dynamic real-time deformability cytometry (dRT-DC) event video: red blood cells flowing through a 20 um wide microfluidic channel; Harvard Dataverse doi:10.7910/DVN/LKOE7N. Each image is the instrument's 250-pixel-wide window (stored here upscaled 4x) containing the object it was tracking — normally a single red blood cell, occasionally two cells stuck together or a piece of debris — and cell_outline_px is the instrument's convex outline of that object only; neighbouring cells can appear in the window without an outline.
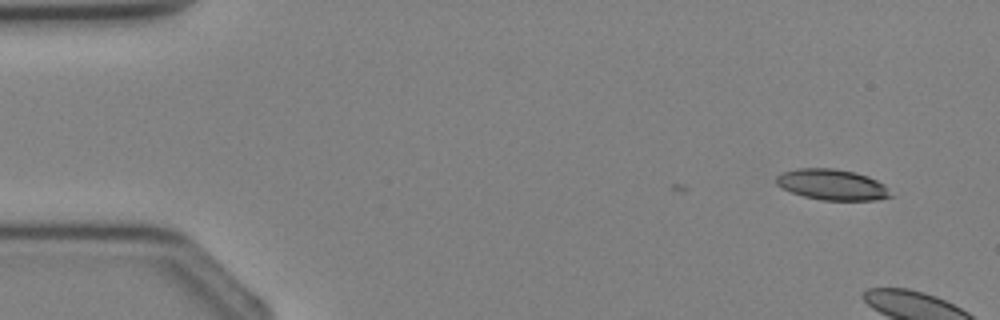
{"species": "Egyptian fruit bat (a non-hibernating species)", "species_latin": "Rousettus aegyptiacus", "temperature_condition": "cold", "stored_images_in_passage": 2, "camera_frame_rate_fps": 3000, "um_per_image_px": 0.085, "animal": {"sex": "female"}, "frame": {"image": 1, "passage_image": 2, "time_ms": 1.0, "image_size_px": [1000, 320], "cell_outline_px": [[892, 196], [876, 200], [824, 200], [804, 196], [792, 192], [776, 184], [776, 176], [780, 172], [796, 168], [832, 168], [856, 172], [868, 176], [884, 184]], "centroid_in_image_um": [70.71, 15.68], "position_along_channel_um": 14.3, "area_um2": 20.46}}